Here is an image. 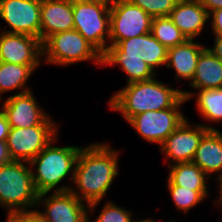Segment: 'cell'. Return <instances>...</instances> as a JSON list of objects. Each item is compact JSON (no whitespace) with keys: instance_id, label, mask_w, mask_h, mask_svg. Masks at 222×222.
Returning a JSON list of instances; mask_svg holds the SVG:
<instances>
[{"instance_id":"cell-1","label":"cell","mask_w":222,"mask_h":222,"mask_svg":"<svg viewBox=\"0 0 222 222\" xmlns=\"http://www.w3.org/2000/svg\"><path fill=\"white\" fill-rule=\"evenodd\" d=\"M118 155L119 151L107 143L89 144L79 152L73 180L75 188L72 186L70 191L88 204L92 212L118 175Z\"/></svg>"},{"instance_id":"cell-2","label":"cell","mask_w":222,"mask_h":222,"mask_svg":"<svg viewBox=\"0 0 222 222\" xmlns=\"http://www.w3.org/2000/svg\"><path fill=\"white\" fill-rule=\"evenodd\" d=\"M168 49L152 33L109 45L102 55V66H117L127 74V84L153 79L156 68L166 65Z\"/></svg>"},{"instance_id":"cell-3","label":"cell","mask_w":222,"mask_h":222,"mask_svg":"<svg viewBox=\"0 0 222 222\" xmlns=\"http://www.w3.org/2000/svg\"><path fill=\"white\" fill-rule=\"evenodd\" d=\"M108 100L110 110L120 112L128 122L133 116L147 111H159L182 106L187 100L181 89L170 88L156 77L126 84Z\"/></svg>"},{"instance_id":"cell-4","label":"cell","mask_w":222,"mask_h":222,"mask_svg":"<svg viewBox=\"0 0 222 222\" xmlns=\"http://www.w3.org/2000/svg\"><path fill=\"white\" fill-rule=\"evenodd\" d=\"M58 137L51 141L34 159L29 162L36 191L67 192L71 186L62 185L57 187L70 174L69 179L73 182L75 164L82 148L78 146L55 147L52 144ZM36 169H33L34 167ZM35 170V171H33ZM57 187V188H55Z\"/></svg>"},{"instance_id":"cell-5","label":"cell","mask_w":222,"mask_h":222,"mask_svg":"<svg viewBox=\"0 0 222 222\" xmlns=\"http://www.w3.org/2000/svg\"><path fill=\"white\" fill-rule=\"evenodd\" d=\"M31 171L29 162L25 161L12 160L0 166V207L17 212L31 211L37 206L39 193Z\"/></svg>"},{"instance_id":"cell-6","label":"cell","mask_w":222,"mask_h":222,"mask_svg":"<svg viewBox=\"0 0 222 222\" xmlns=\"http://www.w3.org/2000/svg\"><path fill=\"white\" fill-rule=\"evenodd\" d=\"M42 56L46 63L71 65L83 61H94L102 66V54L76 29L59 32L42 43Z\"/></svg>"},{"instance_id":"cell-7","label":"cell","mask_w":222,"mask_h":222,"mask_svg":"<svg viewBox=\"0 0 222 222\" xmlns=\"http://www.w3.org/2000/svg\"><path fill=\"white\" fill-rule=\"evenodd\" d=\"M110 4L111 2L73 0V29L102 55L109 46L107 39L110 38Z\"/></svg>"},{"instance_id":"cell-8","label":"cell","mask_w":222,"mask_h":222,"mask_svg":"<svg viewBox=\"0 0 222 222\" xmlns=\"http://www.w3.org/2000/svg\"><path fill=\"white\" fill-rule=\"evenodd\" d=\"M153 18L129 0L110 4V45L151 32Z\"/></svg>"},{"instance_id":"cell-9","label":"cell","mask_w":222,"mask_h":222,"mask_svg":"<svg viewBox=\"0 0 222 222\" xmlns=\"http://www.w3.org/2000/svg\"><path fill=\"white\" fill-rule=\"evenodd\" d=\"M58 124H39L28 128H10L6 139L12 160L30 162L58 134Z\"/></svg>"},{"instance_id":"cell-10","label":"cell","mask_w":222,"mask_h":222,"mask_svg":"<svg viewBox=\"0 0 222 222\" xmlns=\"http://www.w3.org/2000/svg\"><path fill=\"white\" fill-rule=\"evenodd\" d=\"M181 106L159 111H147L133 116L128 123L147 142L161 145L164 140L187 118Z\"/></svg>"},{"instance_id":"cell-11","label":"cell","mask_w":222,"mask_h":222,"mask_svg":"<svg viewBox=\"0 0 222 222\" xmlns=\"http://www.w3.org/2000/svg\"><path fill=\"white\" fill-rule=\"evenodd\" d=\"M208 130L216 128L206 124H191L186 118L160 145L161 152L169 161L168 166L192 162L199 142Z\"/></svg>"},{"instance_id":"cell-12","label":"cell","mask_w":222,"mask_h":222,"mask_svg":"<svg viewBox=\"0 0 222 222\" xmlns=\"http://www.w3.org/2000/svg\"><path fill=\"white\" fill-rule=\"evenodd\" d=\"M41 193L37 199V206L44 204L45 210L35 211L43 222H89L88 204L83 203L71 191Z\"/></svg>"},{"instance_id":"cell-13","label":"cell","mask_w":222,"mask_h":222,"mask_svg":"<svg viewBox=\"0 0 222 222\" xmlns=\"http://www.w3.org/2000/svg\"><path fill=\"white\" fill-rule=\"evenodd\" d=\"M41 0H0V19L4 20L9 33H21L40 39Z\"/></svg>"},{"instance_id":"cell-14","label":"cell","mask_w":222,"mask_h":222,"mask_svg":"<svg viewBox=\"0 0 222 222\" xmlns=\"http://www.w3.org/2000/svg\"><path fill=\"white\" fill-rule=\"evenodd\" d=\"M5 99L1 111L10 128H28L39 124H56L37 104L33 92L17 93Z\"/></svg>"},{"instance_id":"cell-15","label":"cell","mask_w":222,"mask_h":222,"mask_svg":"<svg viewBox=\"0 0 222 222\" xmlns=\"http://www.w3.org/2000/svg\"><path fill=\"white\" fill-rule=\"evenodd\" d=\"M42 43L21 33L0 32V61L18 65H40Z\"/></svg>"},{"instance_id":"cell-16","label":"cell","mask_w":222,"mask_h":222,"mask_svg":"<svg viewBox=\"0 0 222 222\" xmlns=\"http://www.w3.org/2000/svg\"><path fill=\"white\" fill-rule=\"evenodd\" d=\"M74 27L73 0H41L40 41Z\"/></svg>"},{"instance_id":"cell-17","label":"cell","mask_w":222,"mask_h":222,"mask_svg":"<svg viewBox=\"0 0 222 222\" xmlns=\"http://www.w3.org/2000/svg\"><path fill=\"white\" fill-rule=\"evenodd\" d=\"M169 18L187 40H194L201 35L209 14L199 0H179Z\"/></svg>"},{"instance_id":"cell-18","label":"cell","mask_w":222,"mask_h":222,"mask_svg":"<svg viewBox=\"0 0 222 222\" xmlns=\"http://www.w3.org/2000/svg\"><path fill=\"white\" fill-rule=\"evenodd\" d=\"M192 162L209 177L222 173V131L208 130L201 138Z\"/></svg>"},{"instance_id":"cell-19","label":"cell","mask_w":222,"mask_h":222,"mask_svg":"<svg viewBox=\"0 0 222 222\" xmlns=\"http://www.w3.org/2000/svg\"><path fill=\"white\" fill-rule=\"evenodd\" d=\"M206 47L194 40H186L183 44L168 49L166 67L175 69L177 80L192 81L198 58Z\"/></svg>"},{"instance_id":"cell-20","label":"cell","mask_w":222,"mask_h":222,"mask_svg":"<svg viewBox=\"0 0 222 222\" xmlns=\"http://www.w3.org/2000/svg\"><path fill=\"white\" fill-rule=\"evenodd\" d=\"M190 86L197 90L222 88V60L208 47L200 54Z\"/></svg>"},{"instance_id":"cell-21","label":"cell","mask_w":222,"mask_h":222,"mask_svg":"<svg viewBox=\"0 0 222 222\" xmlns=\"http://www.w3.org/2000/svg\"><path fill=\"white\" fill-rule=\"evenodd\" d=\"M168 168V179L174 185L192 191H208L207 181L210 177L193 162L172 164Z\"/></svg>"},{"instance_id":"cell-22","label":"cell","mask_w":222,"mask_h":222,"mask_svg":"<svg viewBox=\"0 0 222 222\" xmlns=\"http://www.w3.org/2000/svg\"><path fill=\"white\" fill-rule=\"evenodd\" d=\"M37 67L39 65H18L0 61V99L4 93L12 90L22 89L19 94L30 91L27 81Z\"/></svg>"},{"instance_id":"cell-23","label":"cell","mask_w":222,"mask_h":222,"mask_svg":"<svg viewBox=\"0 0 222 222\" xmlns=\"http://www.w3.org/2000/svg\"><path fill=\"white\" fill-rule=\"evenodd\" d=\"M194 92L185 91L183 97L188 101L196 94V105L201 117L209 122L220 123L222 121V88L202 89Z\"/></svg>"},{"instance_id":"cell-24","label":"cell","mask_w":222,"mask_h":222,"mask_svg":"<svg viewBox=\"0 0 222 222\" xmlns=\"http://www.w3.org/2000/svg\"><path fill=\"white\" fill-rule=\"evenodd\" d=\"M151 33L167 49L183 44L187 40L169 16L153 18Z\"/></svg>"},{"instance_id":"cell-25","label":"cell","mask_w":222,"mask_h":222,"mask_svg":"<svg viewBox=\"0 0 222 222\" xmlns=\"http://www.w3.org/2000/svg\"><path fill=\"white\" fill-rule=\"evenodd\" d=\"M167 186L176 208L184 213H187L194 206L200 204V202L205 200L209 195V191H192L190 189L174 185L168 178Z\"/></svg>"},{"instance_id":"cell-26","label":"cell","mask_w":222,"mask_h":222,"mask_svg":"<svg viewBox=\"0 0 222 222\" xmlns=\"http://www.w3.org/2000/svg\"><path fill=\"white\" fill-rule=\"evenodd\" d=\"M152 18L169 16L179 0H129Z\"/></svg>"},{"instance_id":"cell-27","label":"cell","mask_w":222,"mask_h":222,"mask_svg":"<svg viewBox=\"0 0 222 222\" xmlns=\"http://www.w3.org/2000/svg\"><path fill=\"white\" fill-rule=\"evenodd\" d=\"M89 222H134L131 211L118 206L113 201L105 203L94 221Z\"/></svg>"},{"instance_id":"cell-28","label":"cell","mask_w":222,"mask_h":222,"mask_svg":"<svg viewBox=\"0 0 222 222\" xmlns=\"http://www.w3.org/2000/svg\"><path fill=\"white\" fill-rule=\"evenodd\" d=\"M34 210L8 212L5 222H34Z\"/></svg>"},{"instance_id":"cell-29","label":"cell","mask_w":222,"mask_h":222,"mask_svg":"<svg viewBox=\"0 0 222 222\" xmlns=\"http://www.w3.org/2000/svg\"><path fill=\"white\" fill-rule=\"evenodd\" d=\"M211 27L214 35H222V8L216 9L209 13Z\"/></svg>"},{"instance_id":"cell-30","label":"cell","mask_w":222,"mask_h":222,"mask_svg":"<svg viewBox=\"0 0 222 222\" xmlns=\"http://www.w3.org/2000/svg\"><path fill=\"white\" fill-rule=\"evenodd\" d=\"M10 131V125L7 121L6 116L0 110V141H6Z\"/></svg>"},{"instance_id":"cell-31","label":"cell","mask_w":222,"mask_h":222,"mask_svg":"<svg viewBox=\"0 0 222 222\" xmlns=\"http://www.w3.org/2000/svg\"><path fill=\"white\" fill-rule=\"evenodd\" d=\"M11 161L12 159L9 155L6 141H0V166L5 165Z\"/></svg>"},{"instance_id":"cell-32","label":"cell","mask_w":222,"mask_h":222,"mask_svg":"<svg viewBox=\"0 0 222 222\" xmlns=\"http://www.w3.org/2000/svg\"><path fill=\"white\" fill-rule=\"evenodd\" d=\"M208 14L216 9L222 8V0H199Z\"/></svg>"},{"instance_id":"cell-33","label":"cell","mask_w":222,"mask_h":222,"mask_svg":"<svg viewBox=\"0 0 222 222\" xmlns=\"http://www.w3.org/2000/svg\"><path fill=\"white\" fill-rule=\"evenodd\" d=\"M214 46L212 48L208 47L210 51L219 59L222 60V35H214Z\"/></svg>"},{"instance_id":"cell-34","label":"cell","mask_w":222,"mask_h":222,"mask_svg":"<svg viewBox=\"0 0 222 222\" xmlns=\"http://www.w3.org/2000/svg\"><path fill=\"white\" fill-rule=\"evenodd\" d=\"M216 180H218V182H219V191H220V194H218V195H220L219 196V198L222 196V173H221V175L216 179Z\"/></svg>"},{"instance_id":"cell-35","label":"cell","mask_w":222,"mask_h":222,"mask_svg":"<svg viewBox=\"0 0 222 222\" xmlns=\"http://www.w3.org/2000/svg\"><path fill=\"white\" fill-rule=\"evenodd\" d=\"M152 219H153V218H151V219H150V218H149V219H148V218H147V219L145 218L144 220H143V219H142V220H139V219H138V220H136V221H134V222H155V220H154V219L152 220Z\"/></svg>"},{"instance_id":"cell-36","label":"cell","mask_w":222,"mask_h":222,"mask_svg":"<svg viewBox=\"0 0 222 222\" xmlns=\"http://www.w3.org/2000/svg\"><path fill=\"white\" fill-rule=\"evenodd\" d=\"M34 222H43L40 218H38V215L35 210H34Z\"/></svg>"},{"instance_id":"cell-37","label":"cell","mask_w":222,"mask_h":222,"mask_svg":"<svg viewBox=\"0 0 222 222\" xmlns=\"http://www.w3.org/2000/svg\"><path fill=\"white\" fill-rule=\"evenodd\" d=\"M78 1H100V2H111L112 0H78Z\"/></svg>"},{"instance_id":"cell-38","label":"cell","mask_w":222,"mask_h":222,"mask_svg":"<svg viewBox=\"0 0 222 222\" xmlns=\"http://www.w3.org/2000/svg\"><path fill=\"white\" fill-rule=\"evenodd\" d=\"M217 201V203L215 204H220V207L222 206V196L220 198H218V200H215V202Z\"/></svg>"}]
</instances>
